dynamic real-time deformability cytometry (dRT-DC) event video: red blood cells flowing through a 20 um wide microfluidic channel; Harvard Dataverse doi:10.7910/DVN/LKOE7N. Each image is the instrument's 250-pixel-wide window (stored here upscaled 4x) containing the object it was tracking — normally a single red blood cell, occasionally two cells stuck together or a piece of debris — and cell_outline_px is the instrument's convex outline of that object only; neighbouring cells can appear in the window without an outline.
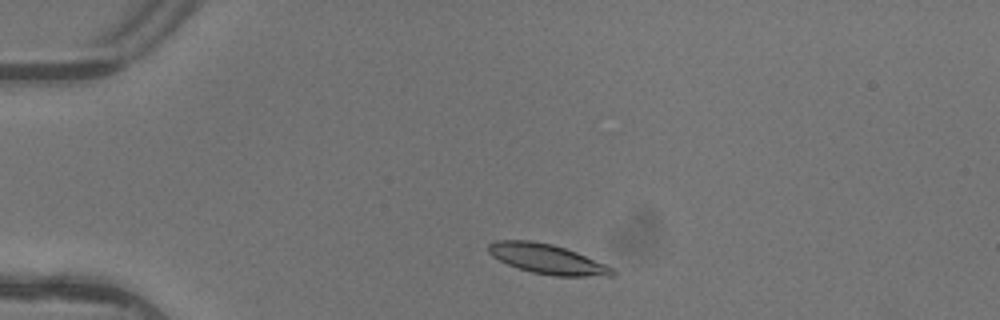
{"species": "common noctule bat (a hibernating species)", "species_latin": "Nyctalus noctula", "temperature_condition": "warm", "stored_images_in_passage": 2, "camera_frame_rate_fps": 3000, "um_per_image_px": 0.085, "animal": {"sex": "female"}, "frame": {"image": 1, "passage_image": 1, "time_ms": 0.0, "image_size_px": [1000, 320], "cell_outline_px": [[616, 276], [552, 276], [532, 272], [508, 264], [492, 256], [488, 252], [488, 244], [496, 240], [532, 240], [552, 244], [576, 252], [616, 268]], "centroid_in_image_um": [46.56, 22.02], "position_along_channel_um": 38.4, "area_um2": 21.56}}